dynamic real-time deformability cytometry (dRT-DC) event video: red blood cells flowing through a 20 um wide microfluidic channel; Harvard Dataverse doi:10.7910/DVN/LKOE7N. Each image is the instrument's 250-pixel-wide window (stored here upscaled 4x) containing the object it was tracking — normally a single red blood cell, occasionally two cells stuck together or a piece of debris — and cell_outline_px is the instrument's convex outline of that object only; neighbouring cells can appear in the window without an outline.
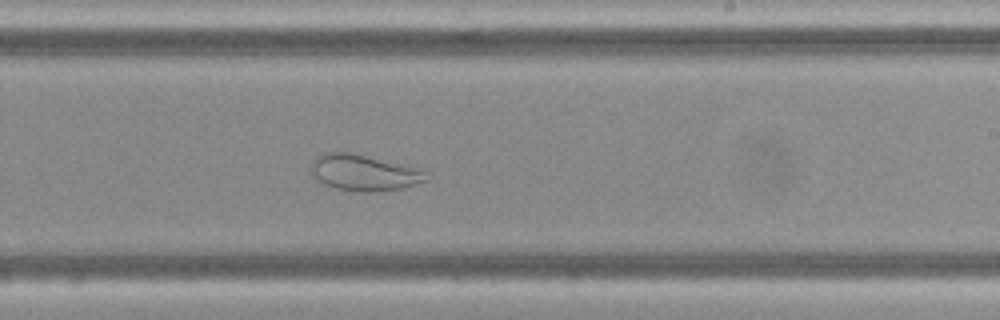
{"species": "Egyptian fruit bat (a non-hibernating species)", "species_latin": "Rousettus aegyptiacus", "temperature_condition": "cold", "stored_images_in_passage": 44, "camera_frame_rate_fps": 3000, "um_per_image_px": 0.085, "frame": {"image": 1, "passage_image": 32, "time_ms": 10.333, "image_size_px": [1000, 320], "cell_outline_px": [[428, 180], [404, 188], [376, 192], [364, 192], [336, 188], [324, 184], [312, 172], [312, 160], [316, 156], [324, 152], [356, 152], [420, 168], [428, 172]], "centroid_in_image_um": [31.01, 14.65], "position_along_channel_um": 258.0, "area_um2": 24.57}}